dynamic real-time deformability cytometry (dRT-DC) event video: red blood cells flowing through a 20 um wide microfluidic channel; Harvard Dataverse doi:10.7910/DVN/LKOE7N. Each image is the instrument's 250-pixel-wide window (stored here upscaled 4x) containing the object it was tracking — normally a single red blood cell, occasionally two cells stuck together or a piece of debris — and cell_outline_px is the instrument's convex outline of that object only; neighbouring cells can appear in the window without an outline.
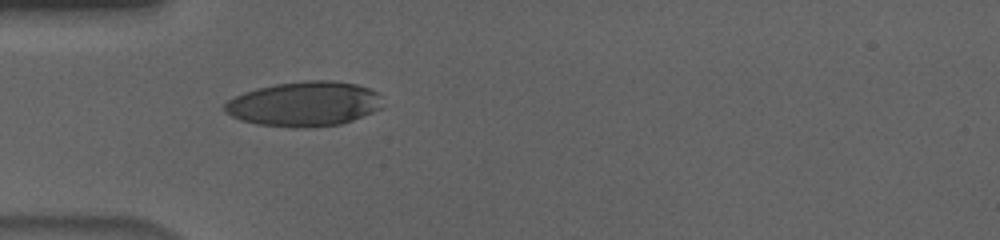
{"species": "human", "species_latin": "Homo sapiens", "temperature_condition": "cold", "stored_images_in_passage": 40, "camera_frame_rate_fps": 3000, "um_per_image_px": 0.085, "donor": {"sex": "male"}, "frame": {"image": 1, "passage_image": 1, "time_ms": 0.0, "image_size_px": [1000, 240], "cell_outline_px": [[380, 108], [372, 112], [352, 120], [340, 124], [308, 128], [288, 128], [256, 124], [240, 120], [224, 112], [224, 104], [228, 100], [244, 92], [256, 88], [276, 84], [308, 80], [332, 80], [356, 84], [368, 88], [376, 92], [380, 96]], "centroid_in_image_um": [25.82, 8.84], "position_along_channel_um": 59.2, "area_um2": 41.27}}
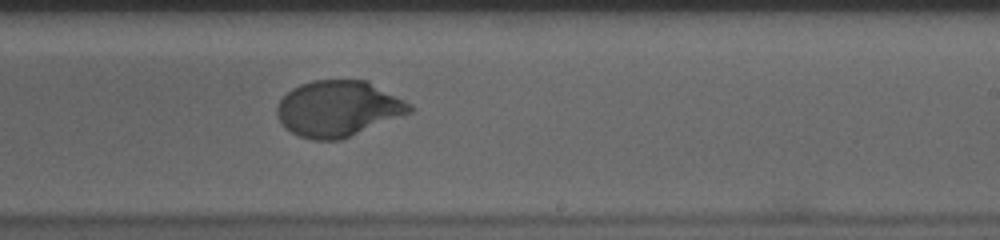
{"frame": {"image": 2, "passage_image": 18, "time_ms": 5.667, "image_size_px": [1000, 240], "cell_outline_px": [[416, 108], [412, 112], [340, 140], [312, 140], [300, 136], [284, 128], [276, 116], [276, 104], [292, 88], [300, 84], [312, 80], [368, 80], [412, 104]], "centroid_in_image_um": [28.74, 9.23], "position_along_channel_um": 260.3, "area_um2": 43.47}}
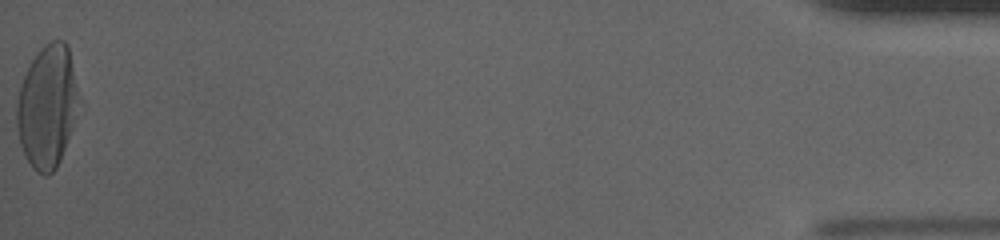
{"frame": {"image": 3, "passage_image": 40, "time_ms": 13.0, "image_size_px": [1000, 240], "cell_outline_px": [[76, 92], [68, 136], [60, 160], [56, 168], [48, 176], [44, 176], [36, 172], [32, 168], [20, 144], [16, 124], [16, 104], [20, 84], [32, 60], [40, 48], [44, 44], [52, 40], [64, 40], [68, 44]], "centroid_in_image_um": [3.93, 9.05], "position_along_channel_um": 431.3, "area_um2": 42.83}, "authors_computed_cell_mechanics": {"area_um2": 42.8587, "velocity_mm_per_s": 3.6343, "shape_relaxation_time_tau1_ms": 3.6248, "shape_relaxation_time_tau2_ms": null, "deformation_change_tau1": 0.1908, "deformation_change_tau2": null}}